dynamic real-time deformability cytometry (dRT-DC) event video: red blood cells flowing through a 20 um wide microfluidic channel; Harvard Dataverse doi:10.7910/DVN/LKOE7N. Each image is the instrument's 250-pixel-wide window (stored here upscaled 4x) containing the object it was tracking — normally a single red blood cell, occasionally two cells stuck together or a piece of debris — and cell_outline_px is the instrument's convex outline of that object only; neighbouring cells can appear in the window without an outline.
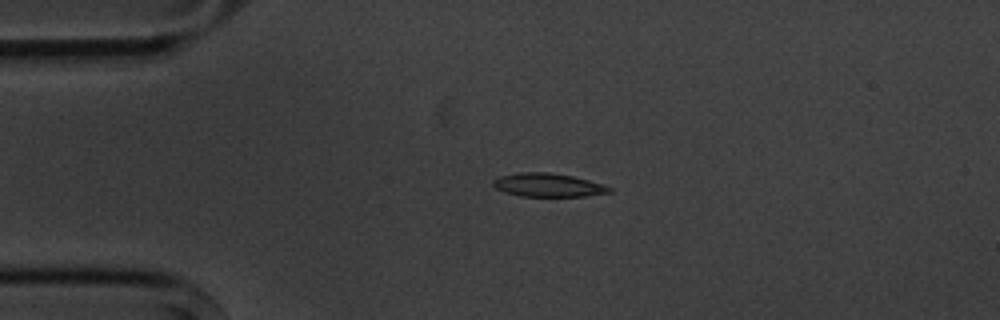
{"species": "common noctule bat (a hibernating species)", "species_latin": "Nyctalus noctula", "temperature_condition": "cold", "stored_images_in_passage": 5, "camera_frame_rate_fps": 3000, "um_per_image_px": 0.085, "animal": {"sex": "male", "body_mass_g": 20.1, "forearm_length_mm": 53.5}, "frame": {"image": 1, "passage_image": 4, "time_ms": 3.333, "image_size_px": [1000, 320], "cell_outline_px": [[612, 192], [584, 196], [520, 196], [504, 192], [496, 188], [492, 184], [492, 180], [500, 176], [520, 172], [548, 172], [572, 176], [588, 180], [612, 188]], "centroid_in_image_um": [46.54, 15.73], "position_along_channel_um": 38.5, "area_um2": 15.78}}